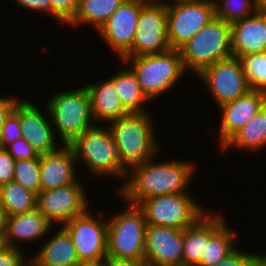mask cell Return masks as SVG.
<instances>
[{
	"instance_id": "1",
	"label": "cell",
	"mask_w": 266,
	"mask_h": 266,
	"mask_svg": "<svg viewBox=\"0 0 266 266\" xmlns=\"http://www.w3.org/2000/svg\"><path fill=\"white\" fill-rule=\"evenodd\" d=\"M156 157L158 155L135 168L119 186L116 194L124 203L137 205L149 197L191 193L188 187L197 172L195 162L184 159L155 161Z\"/></svg>"
},
{
	"instance_id": "2",
	"label": "cell",
	"mask_w": 266,
	"mask_h": 266,
	"mask_svg": "<svg viewBox=\"0 0 266 266\" xmlns=\"http://www.w3.org/2000/svg\"><path fill=\"white\" fill-rule=\"evenodd\" d=\"M151 113H129L107 124L120 159L121 179L160 153Z\"/></svg>"
},
{
	"instance_id": "3",
	"label": "cell",
	"mask_w": 266,
	"mask_h": 266,
	"mask_svg": "<svg viewBox=\"0 0 266 266\" xmlns=\"http://www.w3.org/2000/svg\"><path fill=\"white\" fill-rule=\"evenodd\" d=\"M120 61L123 67L129 65L150 101L170 92L187 74L180 51L174 49L162 54L123 57Z\"/></svg>"
},
{
	"instance_id": "4",
	"label": "cell",
	"mask_w": 266,
	"mask_h": 266,
	"mask_svg": "<svg viewBox=\"0 0 266 266\" xmlns=\"http://www.w3.org/2000/svg\"><path fill=\"white\" fill-rule=\"evenodd\" d=\"M57 139L70 145L84 131L93 127L90 96L84 86L69 91L55 92L45 103ZM57 131V132H56Z\"/></svg>"
},
{
	"instance_id": "5",
	"label": "cell",
	"mask_w": 266,
	"mask_h": 266,
	"mask_svg": "<svg viewBox=\"0 0 266 266\" xmlns=\"http://www.w3.org/2000/svg\"><path fill=\"white\" fill-rule=\"evenodd\" d=\"M179 51L186 71L195 75L217 61L233 57L231 24L214 16Z\"/></svg>"
},
{
	"instance_id": "6",
	"label": "cell",
	"mask_w": 266,
	"mask_h": 266,
	"mask_svg": "<svg viewBox=\"0 0 266 266\" xmlns=\"http://www.w3.org/2000/svg\"><path fill=\"white\" fill-rule=\"evenodd\" d=\"M69 146L74 152L77 164H83L90 175L95 178L115 177L121 180L120 159L108 126L95 124Z\"/></svg>"
},
{
	"instance_id": "7",
	"label": "cell",
	"mask_w": 266,
	"mask_h": 266,
	"mask_svg": "<svg viewBox=\"0 0 266 266\" xmlns=\"http://www.w3.org/2000/svg\"><path fill=\"white\" fill-rule=\"evenodd\" d=\"M137 206L147 224L184 230L193 225L209 209H205L191 193L165 194L149 197Z\"/></svg>"
},
{
	"instance_id": "8",
	"label": "cell",
	"mask_w": 266,
	"mask_h": 266,
	"mask_svg": "<svg viewBox=\"0 0 266 266\" xmlns=\"http://www.w3.org/2000/svg\"><path fill=\"white\" fill-rule=\"evenodd\" d=\"M127 209L113 215L108 222L107 256L144 260L146 219L143 211L126 203Z\"/></svg>"
},
{
	"instance_id": "9",
	"label": "cell",
	"mask_w": 266,
	"mask_h": 266,
	"mask_svg": "<svg viewBox=\"0 0 266 266\" xmlns=\"http://www.w3.org/2000/svg\"><path fill=\"white\" fill-rule=\"evenodd\" d=\"M167 1V38L171 49L179 50L215 16L214 2Z\"/></svg>"
},
{
	"instance_id": "10",
	"label": "cell",
	"mask_w": 266,
	"mask_h": 266,
	"mask_svg": "<svg viewBox=\"0 0 266 266\" xmlns=\"http://www.w3.org/2000/svg\"><path fill=\"white\" fill-rule=\"evenodd\" d=\"M82 182L76 180L65 186L40 191L37 194L36 208L53 226H63L91 207Z\"/></svg>"
},
{
	"instance_id": "11",
	"label": "cell",
	"mask_w": 266,
	"mask_h": 266,
	"mask_svg": "<svg viewBox=\"0 0 266 266\" xmlns=\"http://www.w3.org/2000/svg\"><path fill=\"white\" fill-rule=\"evenodd\" d=\"M98 214L100 216L90 213L89 208L63 225L72 238L79 261H97L107 257V220L110 217Z\"/></svg>"
},
{
	"instance_id": "12",
	"label": "cell",
	"mask_w": 266,
	"mask_h": 266,
	"mask_svg": "<svg viewBox=\"0 0 266 266\" xmlns=\"http://www.w3.org/2000/svg\"><path fill=\"white\" fill-rule=\"evenodd\" d=\"M196 76L208 93L210 92L211 98L213 97L216 102V107L233 101L250 90L241 61L236 57L217 61L204 68Z\"/></svg>"
},
{
	"instance_id": "13",
	"label": "cell",
	"mask_w": 266,
	"mask_h": 266,
	"mask_svg": "<svg viewBox=\"0 0 266 266\" xmlns=\"http://www.w3.org/2000/svg\"><path fill=\"white\" fill-rule=\"evenodd\" d=\"M148 1L124 0L97 31L111 52L118 56V60L132 49L140 11Z\"/></svg>"
},
{
	"instance_id": "14",
	"label": "cell",
	"mask_w": 266,
	"mask_h": 266,
	"mask_svg": "<svg viewBox=\"0 0 266 266\" xmlns=\"http://www.w3.org/2000/svg\"><path fill=\"white\" fill-rule=\"evenodd\" d=\"M38 107L29 99L21 98L15 104L13 112L19 117L23 138L41 155L58 150L62 144L58 146L57 141L60 140L56 139L47 106L45 105L46 110Z\"/></svg>"
},
{
	"instance_id": "15",
	"label": "cell",
	"mask_w": 266,
	"mask_h": 266,
	"mask_svg": "<svg viewBox=\"0 0 266 266\" xmlns=\"http://www.w3.org/2000/svg\"><path fill=\"white\" fill-rule=\"evenodd\" d=\"M144 260L149 266H182L183 230L147 224Z\"/></svg>"
},
{
	"instance_id": "16",
	"label": "cell",
	"mask_w": 266,
	"mask_h": 266,
	"mask_svg": "<svg viewBox=\"0 0 266 266\" xmlns=\"http://www.w3.org/2000/svg\"><path fill=\"white\" fill-rule=\"evenodd\" d=\"M266 104V93L249 90L246 94L233 101L222 104L217 109L220 111V125L218 141L220 149L242 129Z\"/></svg>"
},
{
	"instance_id": "17",
	"label": "cell",
	"mask_w": 266,
	"mask_h": 266,
	"mask_svg": "<svg viewBox=\"0 0 266 266\" xmlns=\"http://www.w3.org/2000/svg\"><path fill=\"white\" fill-rule=\"evenodd\" d=\"M78 164L69 145H62L58 150L40 155L41 191L55 189L78 180Z\"/></svg>"
},
{
	"instance_id": "18",
	"label": "cell",
	"mask_w": 266,
	"mask_h": 266,
	"mask_svg": "<svg viewBox=\"0 0 266 266\" xmlns=\"http://www.w3.org/2000/svg\"><path fill=\"white\" fill-rule=\"evenodd\" d=\"M52 224L45 218V216L36 208L32 211L22 214L10 215L6 223V229L2 236V243L4 246L22 249L20 243H27L45 239L48 233H52ZM52 231V232H51ZM18 242V243H17Z\"/></svg>"
},
{
	"instance_id": "19",
	"label": "cell",
	"mask_w": 266,
	"mask_h": 266,
	"mask_svg": "<svg viewBox=\"0 0 266 266\" xmlns=\"http://www.w3.org/2000/svg\"><path fill=\"white\" fill-rule=\"evenodd\" d=\"M233 57L266 52V13L256 11L251 16L231 24Z\"/></svg>"
},
{
	"instance_id": "20",
	"label": "cell",
	"mask_w": 266,
	"mask_h": 266,
	"mask_svg": "<svg viewBox=\"0 0 266 266\" xmlns=\"http://www.w3.org/2000/svg\"><path fill=\"white\" fill-rule=\"evenodd\" d=\"M223 215L220 211L214 214L209 211V242L198 266H215L239 247L237 234Z\"/></svg>"
},
{
	"instance_id": "21",
	"label": "cell",
	"mask_w": 266,
	"mask_h": 266,
	"mask_svg": "<svg viewBox=\"0 0 266 266\" xmlns=\"http://www.w3.org/2000/svg\"><path fill=\"white\" fill-rule=\"evenodd\" d=\"M54 232L30 259L36 266H75L79 259L70 234L63 226Z\"/></svg>"
},
{
	"instance_id": "22",
	"label": "cell",
	"mask_w": 266,
	"mask_h": 266,
	"mask_svg": "<svg viewBox=\"0 0 266 266\" xmlns=\"http://www.w3.org/2000/svg\"><path fill=\"white\" fill-rule=\"evenodd\" d=\"M88 84L85 87L89 92L91 112L96 124L104 122L106 126L109 122L129 114L109 79Z\"/></svg>"
},
{
	"instance_id": "23",
	"label": "cell",
	"mask_w": 266,
	"mask_h": 266,
	"mask_svg": "<svg viewBox=\"0 0 266 266\" xmlns=\"http://www.w3.org/2000/svg\"><path fill=\"white\" fill-rule=\"evenodd\" d=\"M108 79L114 84L123 107L129 113L148 112L147 103L152 104V102L150 103L143 93L136 75L128 66L123 69L120 67L115 74L108 76Z\"/></svg>"
},
{
	"instance_id": "24",
	"label": "cell",
	"mask_w": 266,
	"mask_h": 266,
	"mask_svg": "<svg viewBox=\"0 0 266 266\" xmlns=\"http://www.w3.org/2000/svg\"><path fill=\"white\" fill-rule=\"evenodd\" d=\"M230 148L252 154L265 150L263 148H266V104L222 147V150L229 151Z\"/></svg>"
},
{
	"instance_id": "25",
	"label": "cell",
	"mask_w": 266,
	"mask_h": 266,
	"mask_svg": "<svg viewBox=\"0 0 266 266\" xmlns=\"http://www.w3.org/2000/svg\"><path fill=\"white\" fill-rule=\"evenodd\" d=\"M209 242V210L183 230L182 266H198Z\"/></svg>"
},
{
	"instance_id": "26",
	"label": "cell",
	"mask_w": 266,
	"mask_h": 266,
	"mask_svg": "<svg viewBox=\"0 0 266 266\" xmlns=\"http://www.w3.org/2000/svg\"><path fill=\"white\" fill-rule=\"evenodd\" d=\"M124 0H79L74 18L66 25L69 28L94 26L95 31L108 20Z\"/></svg>"
},
{
	"instance_id": "27",
	"label": "cell",
	"mask_w": 266,
	"mask_h": 266,
	"mask_svg": "<svg viewBox=\"0 0 266 266\" xmlns=\"http://www.w3.org/2000/svg\"><path fill=\"white\" fill-rule=\"evenodd\" d=\"M37 194L12 180L0 186V203L8 216L36 209Z\"/></svg>"
},
{
	"instance_id": "28",
	"label": "cell",
	"mask_w": 266,
	"mask_h": 266,
	"mask_svg": "<svg viewBox=\"0 0 266 266\" xmlns=\"http://www.w3.org/2000/svg\"><path fill=\"white\" fill-rule=\"evenodd\" d=\"M170 50L167 31H136L132 49L124 57L162 54Z\"/></svg>"
},
{
	"instance_id": "29",
	"label": "cell",
	"mask_w": 266,
	"mask_h": 266,
	"mask_svg": "<svg viewBox=\"0 0 266 266\" xmlns=\"http://www.w3.org/2000/svg\"><path fill=\"white\" fill-rule=\"evenodd\" d=\"M136 31H167L166 2L149 0L140 11Z\"/></svg>"
},
{
	"instance_id": "30",
	"label": "cell",
	"mask_w": 266,
	"mask_h": 266,
	"mask_svg": "<svg viewBox=\"0 0 266 266\" xmlns=\"http://www.w3.org/2000/svg\"><path fill=\"white\" fill-rule=\"evenodd\" d=\"M239 59L250 89L266 93V52L244 55Z\"/></svg>"
},
{
	"instance_id": "31",
	"label": "cell",
	"mask_w": 266,
	"mask_h": 266,
	"mask_svg": "<svg viewBox=\"0 0 266 266\" xmlns=\"http://www.w3.org/2000/svg\"><path fill=\"white\" fill-rule=\"evenodd\" d=\"M213 2L215 16L229 24L251 16L257 11L256 0H213Z\"/></svg>"
},
{
	"instance_id": "32",
	"label": "cell",
	"mask_w": 266,
	"mask_h": 266,
	"mask_svg": "<svg viewBox=\"0 0 266 266\" xmlns=\"http://www.w3.org/2000/svg\"><path fill=\"white\" fill-rule=\"evenodd\" d=\"M13 180L38 194L40 187V155L34 159L15 161Z\"/></svg>"
},
{
	"instance_id": "33",
	"label": "cell",
	"mask_w": 266,
	"mask_h": 266,
	"mask_svg": "<svg viewBox=\"0 0 266 266\" xmlns=\"http://www.w3.org/2000/svg\"><path fill=\"white\" fill-rule=\"evenodd\" d=\"M51 1V16L67 25L76 15L78 10L79 0H50Z\"/></svg>"
},
{
	"instance_id": "34",
	"label": "cell",
	"mask_w": 266,
	"mask_h": 266,
	"mask_svg": "<svg viewBox=\"0 0 266 266\" xmlns=\"http://www.w3.org/2000/svg\"><path fill=\"white\" fill-rule=\"evenodd\" d=\"M23 138L19 117L12 111L0 131V147L5 148L16 139Z\"/></svg>"
},
{
	"instance_id": "35",
	"label": "cell",
	"mask_w": 266,
	"mask_h": 266,
	"mask_svg": "<svg viewBox=\"0 0 266 266\" xmlns=\"http://www.w3.org/2000/svg\"><path fill=\"white\" fill-rule=\"evenodd\" d=\"M5 149L16 161L22 159H34L39 156L38 152L25 138L16 139L14 142L8 144Z\"/></svg>"
},
{
	"instance_id": "36",
	"label": "cell",
	"mask_w": 266,
	"mask_h": 266,
	"mask_svg": "<svg viewBox=\"0 0 266 266\" xmlns=\"http://www.w3.org/2000/svg\"><path fill=\"white\" fill-rule=\"evenodd\" d=\"M23 251L2 245L0 247V266H23L30 258Z\"/></svg>"
},
{
	"instance_id": "37",
	"label": "cell",
	"mask_w": 266,
	"mask_h": 266,
	"mask_svg": "<svg viewBox=\"0 0 266 266\" xmlns=\"http://www.w3.org/2000/svg\"><path fill=\"white\" fill-rule=\"evenodd\" d=\"M255 257V253H249L237 247L215 266H254Z\"/></svg>"
},
{
	"instance_id": "38",
	"label": "cell",
	"mask_w": 266,
	"mask_h": 266,
	"mask_svg": "<svg viewBox=\"0 0 266 266\" xmlns=\"http://www.w3.org/2000/svg\"><path fill=\"white\" fill-rule=\"evenodd\" d=\"M15 159L0 147V186L13 180Z\"/></svg>"
},
{
	"instance_id": "39",
	"label": "cell",
	"mask_w": 266,
	"mask_h": 266,
	"mask_svg": "<svg viewBox=\"0 0 266 266\" xmlns=\"http://www.w3.org/2000/svg\"><path fill=\"white\" fill-rule=\"evenodd\" d=\"M14 1V0H13ZM17 4L24 9L31 10L32 12L39 11L46 12L51 16V1L50 0H15Z\"/></svg>"
},
{
	"instance_id": "40",
	"label": "cell",
	"mask_w": 266,
	"mask_h": 266,
	"mask_svg": "<svg viewBox=\"0 0 266 266\" xmlns=\"http://www.w3.org/2000/svg\"><path fill=\"white\" fill-rule=\"evenodd\" d=\"M20 98L18 96L10 95L7 97L6 95L3 97L0 96V131L1 128L6 120V118L10 115L13 111L15 104Z\"/></svg>"
},
{
	"instance_id": "41",
	"label": "cell",
	"mask_w": 266,
	"mask_h": 266,
	"mask_svg": "<svg viewBox=\"0 0 266 266\" xmlns=\"http://www.w3.org/2000/svg\"><path fill=\"white\" fill-rule=\"evenodd\" d=\"M105 266H149L145 260L115 258L107 256L104 259Z\"/></svg>"
},
{
	"instance_id": "42",
	"label": "cell",
	"mask_w": 266,
	"mask_h": 266,
	"mask_svg": "<svg viewBox=\"0 0 266 266\" xmlns=\"http://www.w3.org/2000/svg\"><path fill=\"white\" fill-rule=\"evenodd\" d=\"M7 220H8V214L6 212V209L0 203V236H3L4 234Z\"/></svg>"
},
{
	"instance_id": "43",
	"label": "cell",
	"mask_w": 266,
	"mask_h": 266,
	"mask_svg": "<svg viewBox=\"0 0 266 266\" xmlns=\"http://www.w3.org/2000/svg\"><path fill=\"white\" fill-rule=\"evenodd\" d=\"M75 266H105L104 260L79 261Z\"/></svg>"
},
{
	"instance_id": "44",
	"label": "cell",
	"mask_w": 266,
	"mask_h": 266,
	"mask_svg": "<svg viewBox=\"0 0 266 266\" xmlns=\"http://www.w3.org/2000/svg\"><path fill=\"white\" fill-rule=\"evenodd\" d=\"M254 266H266V254H256Z\"/></svg>"
},
{
	"instance_id": "45",
	"label": "cell",
	"mask_w": 266,
	"mask_h": 266,
	"mask_svg": "<svg viewBox=\"0 0 266 266\" xmlns=\"http://www.w3.org/2000/svg\"><path fill=\"white\" fill-rule=\"evenodd\" d=\"M257 11L266 13V0H256Z\"/></svg>"
},
{
	"instance_id": "46",
	"label": "cell",
	"mask_w": 266,
	"mask_h": 266,
	"mask_svg": "<svg viewBox=\"0 0 266 266\" xmlns=\"http://www.w3.org/2000/svg\"><path fill=\"white\" fill-rule=\"evenodd\" d=\"M23 266H36L35 263L29 258V260L23 264Z\"/></svg>"
},
{
	"instance_id": "47",
	"label": "cell",
	"mask_w": 266,
	"mask_h": 266,
	"mask_svg": "<svg viewBox=\"0 0 266 266\" xmlns=\"http://www.w3.org/2000/svg\"><path fill=\"white\" fill-rule=\"evenodd\" d=\"M3 245L2 243V236H0V247Z\"/></svg>"
},
{
	"instance_id": "48",
	"label": "cell",
	"mask_w": 266,
	"mask_h": 266,
	"mask_svg": "<svg viewBox=\"0 0 266 266\" xmlns=\"http://www.w3.org/2000/svg\"><path fill=\"white\" fill-rule=\"evenodd\" d=\"M162 1H165V0H162ZM171 2H175V1H182V0H169Z\"/></svg>"
}]
</instances>
